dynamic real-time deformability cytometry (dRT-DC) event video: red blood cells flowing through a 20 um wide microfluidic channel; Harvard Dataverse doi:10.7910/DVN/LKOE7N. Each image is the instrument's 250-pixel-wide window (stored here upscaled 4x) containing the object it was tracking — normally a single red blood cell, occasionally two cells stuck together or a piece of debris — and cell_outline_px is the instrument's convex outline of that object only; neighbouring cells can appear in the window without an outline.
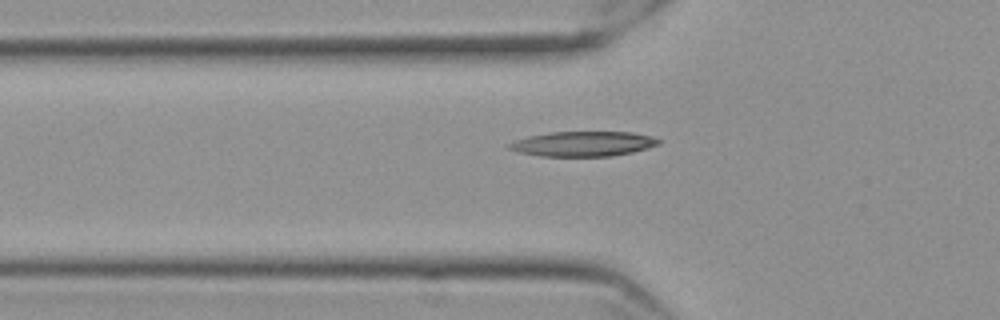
{"species": "Egyptian fruit bat (a non-hibernating species)", "species_latin": "Rousettus aegyptiacus", "temperature_condition": "cold", "stored_images_in_passage": 40, "camera_frame_rate_fps": 3000, "um_per_image_px": 0.085, "frame": {"image": 1, "passage_image": 7, "time_ms": 2.0, "image_size_px": [1000, 320], "cell_outline_px": [[660, 144], [648, 148], [632, 152], [612, 156], [540, 156], [520, 152], [508, 148], [508, 144], [516, 140], [528, 136], [548, 132], [632, 132], [652, 136], [660, 140]], "centroid_in_image_um": [49.59, 12.22], "position_along_channel_um": 76.2, "area_um2": 21.68}}
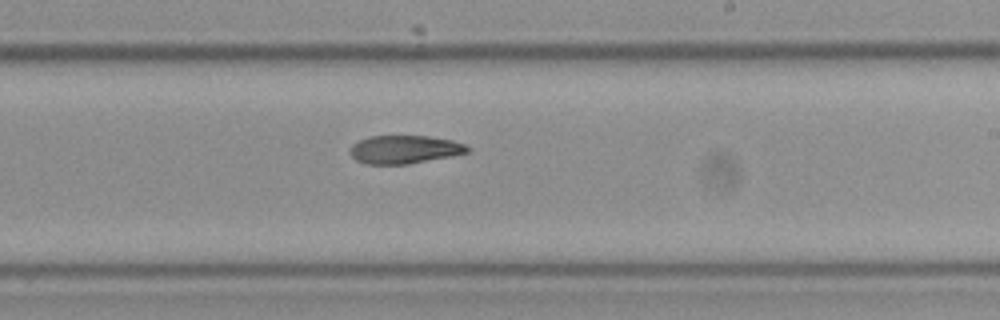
{"frame": {"image": 2, "passage_image": 22, "time_ms": 7.0, "image_size_px": [1000, 320], "cell_outline_px": [[472, 148], [468, 152], [452, 156], [408, 164], [368, 164], [356, 160], [348, 152], [348, 148], [352, 144], [368, 136], [428, 136], [452, 140], [464, 144]], "centroid_in_image_um": [34.37, 12.7], "position_along_channel_um": 254.6, "area_um2": 19.42}}
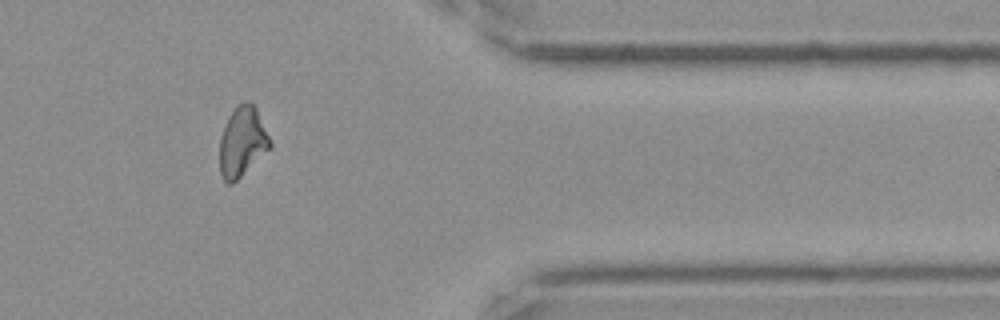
{"frame": {"image": 3, "passage_image": 35, "time_ms": 11.333, "image_size_px": [1000, 320], "cell_outline_px": [[272, 144], [232, 184], [228, 184], [224, 180], [220, 172], [220, 136], [224, 124], [228, 116], [236, 104], [244, 100], [248, 100], [256, 108]], "centroid_in_image_um": [20.55, 11.99], "position_along_channel_um": 390.9, "area_um2": 20.11}}